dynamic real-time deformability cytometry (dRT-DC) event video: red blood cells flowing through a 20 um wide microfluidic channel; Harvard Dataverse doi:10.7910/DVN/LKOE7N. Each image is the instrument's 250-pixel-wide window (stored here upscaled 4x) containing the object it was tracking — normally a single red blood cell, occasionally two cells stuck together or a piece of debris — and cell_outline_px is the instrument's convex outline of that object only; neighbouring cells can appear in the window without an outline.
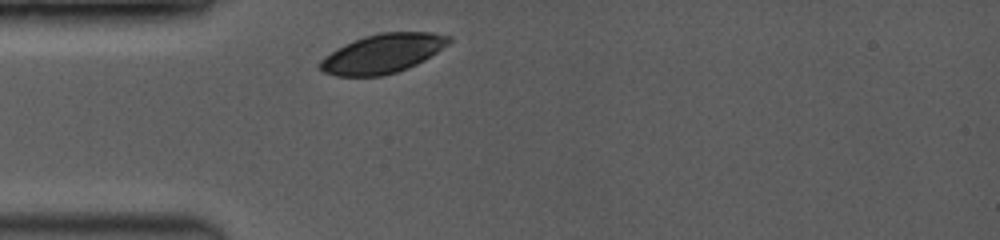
{"species": "common noctule bat (a hibernating species)", "species_latin": "Nyctalus noctula", "temperature_condition": "room temperature", "stored_images_in_passage": 33, "camera_frame_rate_fps": 3500, "um_per_image_px": 0.085, "animal": {"sex": "female", "body_mass_g": 19.0, "forearm_length_mm": 53.3}, "frame": {"image": 1, "passage_image": 1, "time_ms": 0.0, "image_size_px": [1000, 240], "cell_outline_px": [[452, 40], [448, 44], [424, 60], [416, 64], [396, 72], [380, 76], [336, 76], [324, 72], [320, 68], [320, 60], [324, 56], [344, 44], [364, 36], [380, 32], [432, 32], [452, 36]], "centroid_in_image_um": [32.53, 4.54], "position_along_channel_um": 52.5, "area_um2": 29.25}}
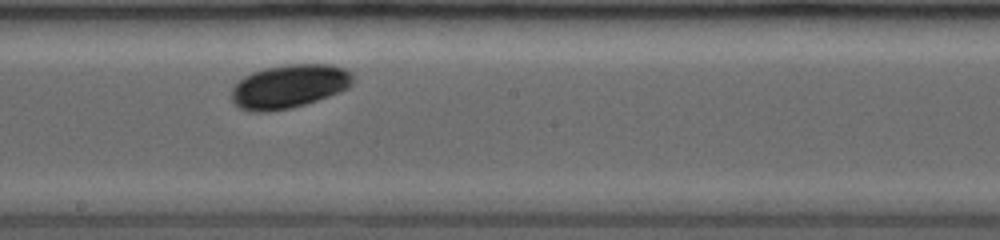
{"frame": {"image": 2, "passage_image": 18, "time_ms": 4.571, "image_size_px": [1000, 240], "cell_outline_px": [[352, 84], [348, 88], [328, 96], [292, 108], [268, 112], [252, 112], [240, 108], [232, 100], [232, 88], [244, 76], [252, 72], [284, 64], [332, 64], [344, 68], [352, 72]], "centroid_in_image_um": [24.58, 7.34], "position_along_channel_um": 223.6, "area_um2": 30.81}}
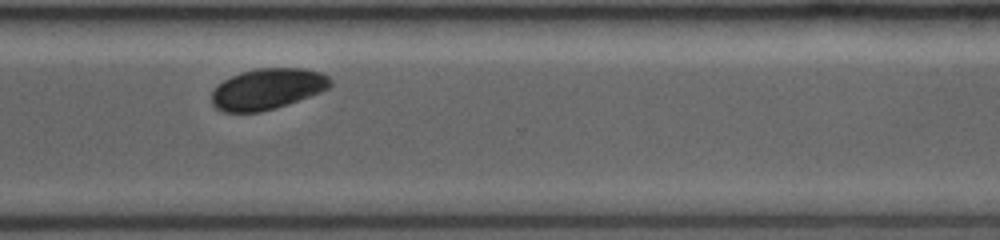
{"frame": {"image": 3, "passage_image": 32, "time_ms": 7.714, "image_size_px": [1000, 240], "cell_outline_px": [[332, 84], [328, 88], [320, 92], [288, 104], [276, 108], [260, 112], [220, 112], [212, 104], [212, 92], [224, 80], [240, 72], [256, 68], [304, 68], [320, 72], [328, 76], [332, 80]], "centroid_in_image_um": [22.74, 7.56], "position_along_channel_um": 347.9, "area_um2": 28.32}}